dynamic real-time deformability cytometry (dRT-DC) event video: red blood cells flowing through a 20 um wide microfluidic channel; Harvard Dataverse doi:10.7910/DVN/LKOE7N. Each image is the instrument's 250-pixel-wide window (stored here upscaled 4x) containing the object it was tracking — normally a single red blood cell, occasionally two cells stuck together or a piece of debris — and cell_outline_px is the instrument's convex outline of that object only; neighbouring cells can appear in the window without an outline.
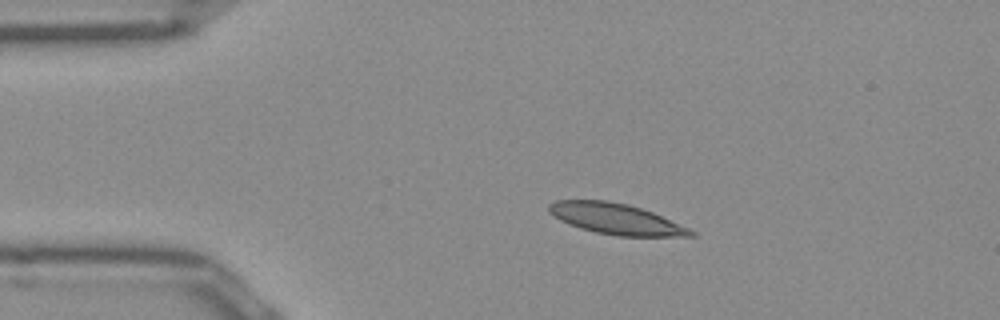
{"species": "Egyptian fruit bat (a non-hibernating species)", "species_latin": "Rousettus aegyptiacus", "temperature_condition": "room temperature", "stored_images_in_passage": 42, "camera_frame_rate_fps": 3000, "um_per_image_px": 0.085, "frame": {"image": 1, "passage_image": 1, "time_ms": 0.0, "image_size_px": [1000, 320], "cell_outline_px": [[696, 236], [616, 236], [596, 232], [580, 228], [568, 224], [560, 220], [548, 212], [548, 204], [556, 200], [608, 200], [628, 204], [652, 212], [688, 228], [696, 232]], "centroid_in_image_um": [52.32, 18.6], "position_along_channel_um": 32.7, "area_um2": 25.37}}
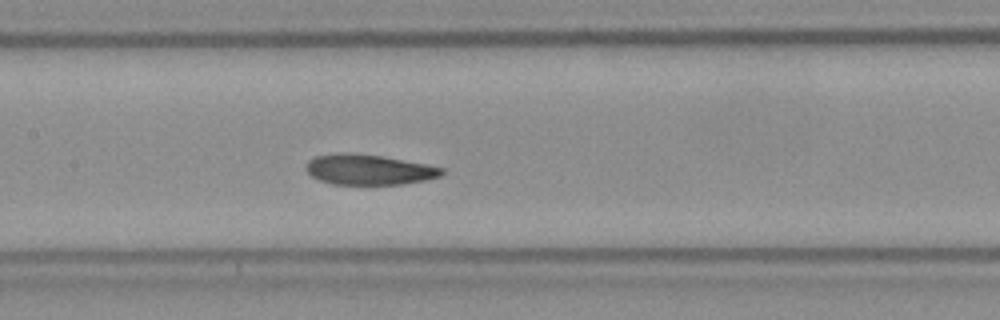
{"frame": {"image": 2, "passage_image": 15, "time_ms": 4.667, "image_size_px": [1000, 320], "cell_outline_px": [[444, 172], [440, 176], [424, 180], [400, 184], [332, 184], [320, 180], [312, 176], [304, 168], [308, 160], [316, 156], [336, 152], [344, 152], [380, 156], [424, 164], [444, 168]], "centroid_in_image_um": [31.29, 14.41], "position_along_channel_um": 176.1, "area_um2": 23.76}}
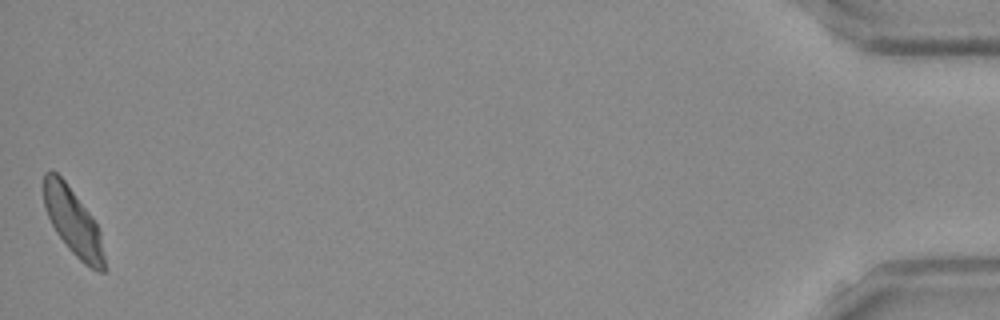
{"frame": {"image": 3, "passage_image": 42, "time_ms": 13.667, "image_size_px": [1000, 320], "cell_outline_px": [[104, 272], [96, 272], [84, 264], [68, 248], [56, 232], [44, 208], [44, 172], [56, 172], [64, 180], [92, 216], [100, 232], [104, 256]], "centroid_in_image_um": [6.21, 18.88], "position_along_channel_um": 429.0, "area_um2": 23.29}, "authors_computed_cell_mechanics": {"area_um2": 24.3338, "velocity_mm_per_s": 3.9283, "shape_relaxation_time_tau1_ms": 5.0947, "shape_relaxation_time_tau2_ms": null, "deformation_change_tau1": 0.1373, "deformation_change_tau2": null}}